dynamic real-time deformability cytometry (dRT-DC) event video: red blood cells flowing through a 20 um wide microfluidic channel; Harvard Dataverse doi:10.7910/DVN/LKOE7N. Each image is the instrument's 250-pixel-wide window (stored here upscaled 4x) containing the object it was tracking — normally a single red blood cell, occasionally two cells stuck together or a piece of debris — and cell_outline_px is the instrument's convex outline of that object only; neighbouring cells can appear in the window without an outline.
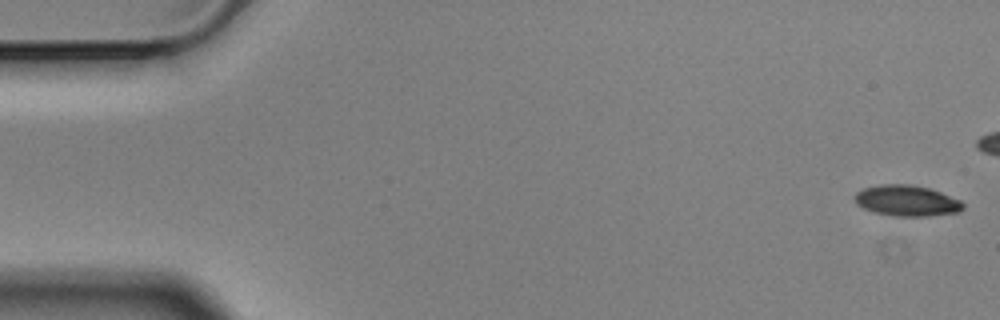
{"species": "Egyptian fruit bat (a non-hibernating species)", "species_latin": "Rousettus aegyptiacus", "temperature_condition": "cold", "stored_images_in_passage": 7, "camera_frame_rate_fps": 3000, "um_per_image_px": 0.085, "animal": {"sex": "male"}, "frame": {"image": 1, "passage_image": 1, "time_ms": 0.0, "image_size_px": [1000, 320], "cell_outline_px": [[964, 208], [956, 212], [928, 216], [892, 216], [872, 212], [856, 204], [852, 196], [856, 192], [864, 188], [880, 184], [908, 184], [928, 188], [940, 192], [960, 200], [964, 204]], "centroid_in_image_um": [77.02, 17.06], "position_along_channel_um": 8.0, "area_um2": 19.54}}
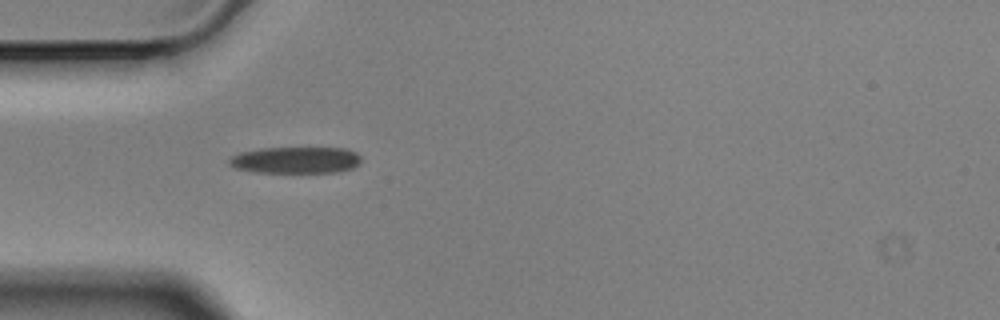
{"frame": {"image": 2, "passage_image": 6, "time_ms": 1.667, "image_size_px": [1000, 320], "cell_outline_px": [[360, 164], [352, 168], [340, 172], [252, 172], [236, 168], [228, 164], [228, 160], [232, 156], [240, 152], [260, 148], [344, 148], [356, 152], [360, 156]], "centroid_in_image_um": [25.13, 13.6], "position_along_channel_um": 59.9, "area_um2": 20.52}}
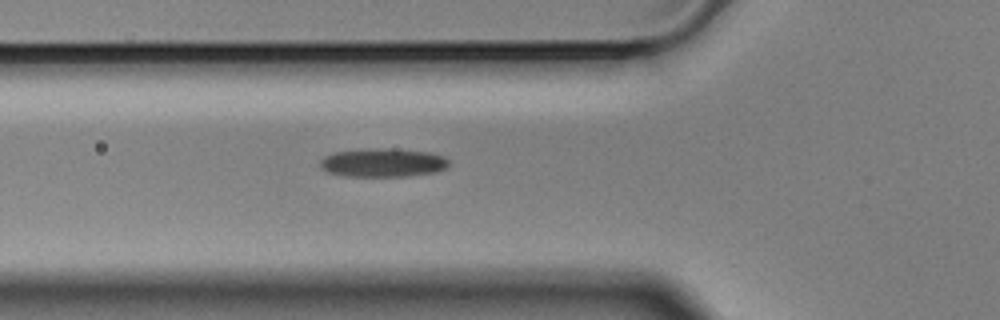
{"frame": {"image": 3, "passage_image": 7, "time_ms": 2.0, "image_size_px": [1000, 320], "cell_outline_px": [[448, 164], [444, 168], [436, 172], [408, 176], [344, 176], [328, 172], [320, 168], [320, 160], [324, 156], [332, 152], [376, 148], [392, 148], [428, 152], [440, 156], [448, 160]], "centroid_in_image_um": [32.49, 13.82], "position_along_channel_um": 93.3, "area_um2": 21.39}}